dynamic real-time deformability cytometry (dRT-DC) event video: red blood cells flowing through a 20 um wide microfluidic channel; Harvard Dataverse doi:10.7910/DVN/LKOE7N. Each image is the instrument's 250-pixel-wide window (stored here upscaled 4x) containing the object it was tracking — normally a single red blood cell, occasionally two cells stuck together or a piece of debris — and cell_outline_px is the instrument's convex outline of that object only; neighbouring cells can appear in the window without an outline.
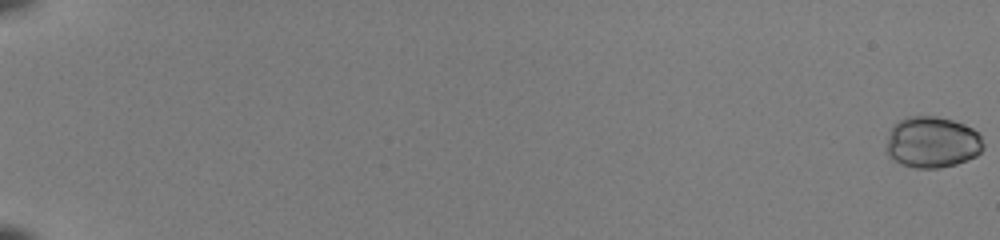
{"species": "common noctule bat (a hibernating species)", "species_latin": "Nyctalus noctula", "temperature_condition": "room temperature", "stored_images_in_passage": 52, "camera_frame_rate_fps": 3000, "um_per_image_px": 0.085, "animal": {"sex": "female", "body_mass_g": 22.0, "forearm_length_mm": 56.7}, "frame": {"image": 1, "passage_image": 1, "time_ms": 0.0, "image_size_px": [1000, 240], "cell_outline_px": [[984, 148], [976, 156], [956, 164], [940, 168], [916, 168], [900, 164], [888, 156], [884, 148], [888, 136], [892, 128], [900, 120], [908, 116], [936, 116], [952, 120], [964, 124], [972, 128], [980, 136], [984, 144]], "centroid_in_image_um": [79.22, 12.1], "position_along_channel_um": 5.8, "area_um2": 29.13}}
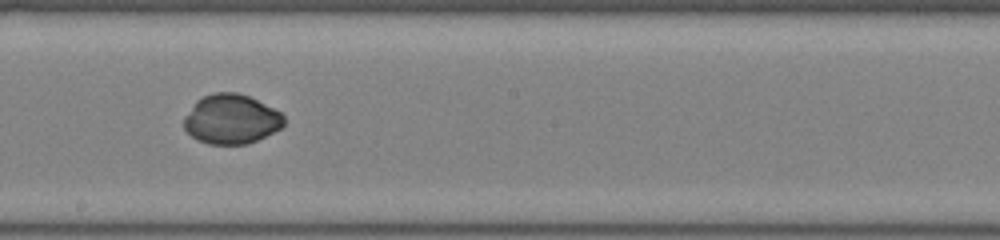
{"frame": {"image": 2, "passage_image": 34, "time_ms": 11.0, "image_size_px": [1000, 240], "cell_outline_px": [[284, 124], [280, 128], [248, 144], [208, 144], [196, 140], [184, 128], [184, 116], [196, 100], [212, 92], [236, 92], [248, 96], [280, 112], [284, 116]], "centroid_in_image_um": [19.61, 10.13], "position_along_channel_um": 228.6, "area_um2": 28.73}}
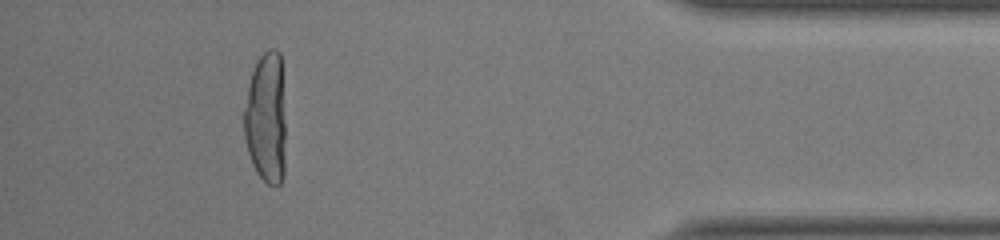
{"frame": {"image": 3, "passage_image": 50, "time_ms": 16.333, "image_size_px": [1000, 240], "cell_outline_px": [[284, 176], [280, 184], [276, 188], [268, 184], [256, 172], [252, 164], [248, 152], [244, 136], [244, 108], [248, 84], [256, 60], [268, 48], [276, 48], [280, 52], [284, 124]], "centroid_in_image_um": [22.6, 10.05], "position_along_channel_um": 412.6, "area_um2": 31.96}}